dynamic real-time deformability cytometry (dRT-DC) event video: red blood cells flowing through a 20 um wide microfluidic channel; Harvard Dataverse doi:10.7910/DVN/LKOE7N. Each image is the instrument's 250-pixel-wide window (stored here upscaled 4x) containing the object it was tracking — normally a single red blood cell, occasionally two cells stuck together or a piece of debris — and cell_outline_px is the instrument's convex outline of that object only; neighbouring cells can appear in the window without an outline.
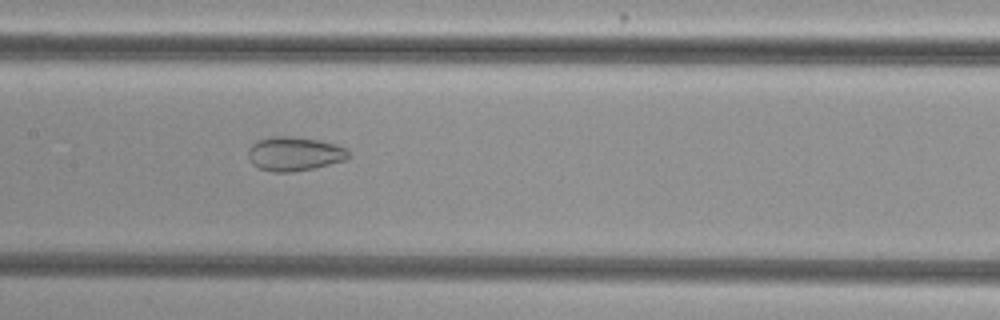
{"species": "common noctule bat (a hibernating species)", "species_latin": "Nyctalus noctula", "temperature_condition": "cold", "stored_images_in_passage": 55, "camera_frame_rate_fps": 3000, "um_per_image_px": 0.085, "animal": {"sex": "female", "body_mass_g": 29.2, "forearm_length_mm": 56.3}, "frame": {"image": 1, "passage_image": 28, "time_ms": 9.0, "image_size_px": [1000, 320], "cell_outline_px": [[348, 156], [344, 160], [312, 168], [292, 172], [272, 172], [260, 168], [252, 164], [248, 156], [248, 148], [256, 140], [276, 136], [284, 136], [320, 140], [336, 144], [344, 148], [348, 152]], "centroid_in_image_um": [24.97, 13.07], "position_along_channel_um": 182.4, "area_um2": 19.65}}
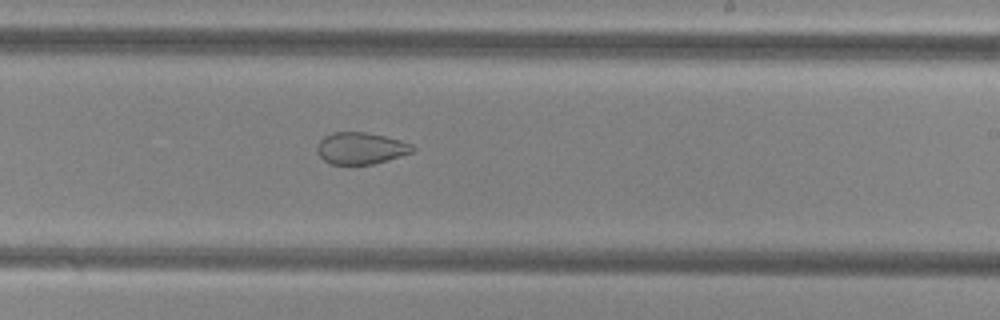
{"frame": {"image": 2, "passage_image": 34, "time_ms": 11.0, "image_size_px": [1000, 320], "cell_outline_px": [[416, 148], [412, 152], [388, 160], [372, 164], [332, 164], [324, 160], [316, 152], [316, 144], [324, 136], [332, 132], [368, 132], [400, 140], [412, 144]], "centroid_in_image_um": [30.65, 12.59], "position_along_channel_um": 258.4, "area_um2": 17.74}}
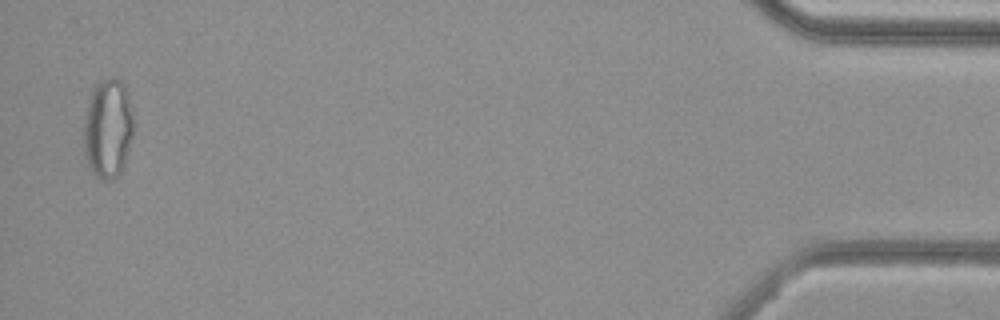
{"frame": {"image": 3, "passage_image": 54, "time_ms": 17.667, "image_size_px": [1000, 320], "cell_outline_px": [[132, 136], [124, 164], [120, 172], [112, 180], [100, 180], [92, 172], [84, 156], [80, 132], [92, 92], [96, 84], [100, 80], [108, 76], [116, 76], [124, 84], [128, 92], [132, 120]], "centroid_in_image_um": [9.12, 10.92], "position_along_channel_um": 426.1, "area_um2": 29.36}, "authors_computed_cell_mechanics": {"area_um2": 26.1834, "velocity_mm_per_s": 3.8193, "shape_relaxation_time_tau1_ms": null, "shape_relaxation_time_tau2_ms": 1.534, "deformation_change_tau1": null, "deformation_change_tau2": 0.07}}